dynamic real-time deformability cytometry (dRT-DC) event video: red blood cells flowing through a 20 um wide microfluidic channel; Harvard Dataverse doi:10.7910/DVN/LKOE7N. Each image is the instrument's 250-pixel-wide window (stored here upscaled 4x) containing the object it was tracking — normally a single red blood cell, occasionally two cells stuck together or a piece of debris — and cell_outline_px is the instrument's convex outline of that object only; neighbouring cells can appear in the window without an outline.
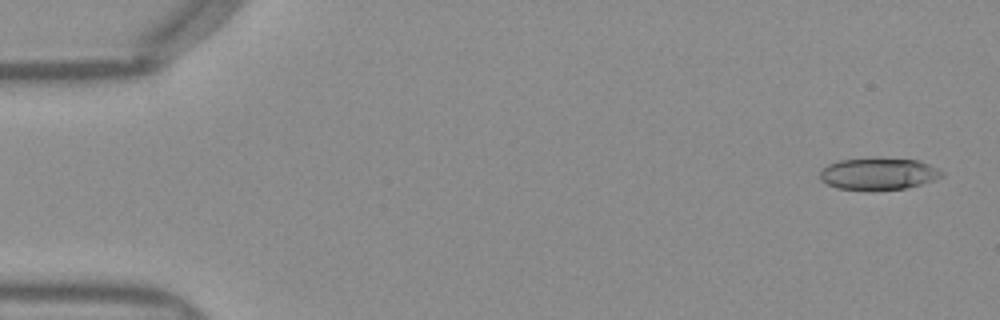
{"species": "Egyptian fruit bat (a non-hibernating species)", "species_latin": "Rousettus aegyptiacus", "temperature_condition": "warm", "stored_images_in_passage": 10, "camera_frame_rate_fps": 3000, "um_per_image_px": 0.085, "frame": {"image": 1, "passage_image": 2, "time_ms": 0.333, "image_size_px": [1000, 320], "cell_outline_px": [[944, 176], [920, 184], [904, 188], [872, 192], [868, 192], [836, 188], [820, 180], [820, 172], [828, 164], [840, 160], [876, 156], [920, 160], [944, 172]], "centroid_in_image_um": [74.64, 14.77], "position_along_channel_um": 10.4, "area_um2": 23.52}}